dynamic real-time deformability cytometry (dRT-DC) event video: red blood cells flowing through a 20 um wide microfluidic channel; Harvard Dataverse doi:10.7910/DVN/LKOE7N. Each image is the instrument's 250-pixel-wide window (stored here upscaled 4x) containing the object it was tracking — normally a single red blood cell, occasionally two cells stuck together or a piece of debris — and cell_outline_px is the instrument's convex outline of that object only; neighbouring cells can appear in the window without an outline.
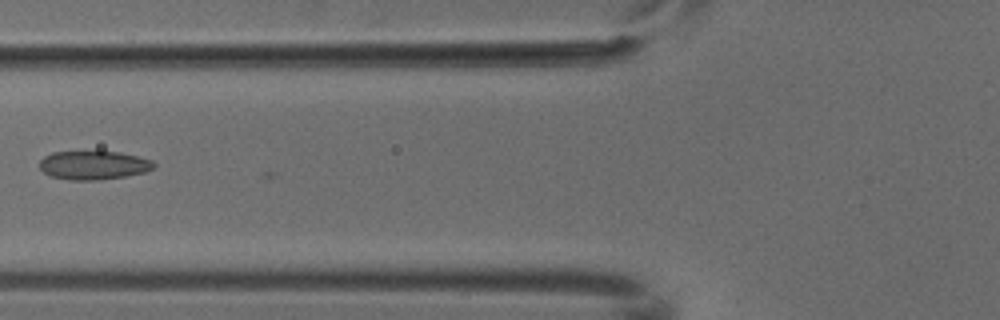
{"species": "common noctule bat (a hibernating species)", "species_latin": "Nyctalus noctula", "temperature_condition": "cold", "stored_images_in_passage": 5, "camera_frame_rate_fps": 3000, "um_per_image_px": 0.085, "animal": {"sex": "male", "body_mass_g": 18.8}, "frame": {"image": 1, "passage_image": 5, "time_ms": 1.333, "image_size_px": [1000, 320], "cell_outline_px": [[156, 164], [152, 168], [144, 172], [124, 176], [100, 180], [68, 180], [52, 176], [44, 172], [40, 168], [40, 160], [44, 156], [52, 152], [120, 152], [152, 160]], "centroid_in_image_um": [7.94, 14.04], "position_along_channel_um": 117.9, "area_um2": 18.9}}